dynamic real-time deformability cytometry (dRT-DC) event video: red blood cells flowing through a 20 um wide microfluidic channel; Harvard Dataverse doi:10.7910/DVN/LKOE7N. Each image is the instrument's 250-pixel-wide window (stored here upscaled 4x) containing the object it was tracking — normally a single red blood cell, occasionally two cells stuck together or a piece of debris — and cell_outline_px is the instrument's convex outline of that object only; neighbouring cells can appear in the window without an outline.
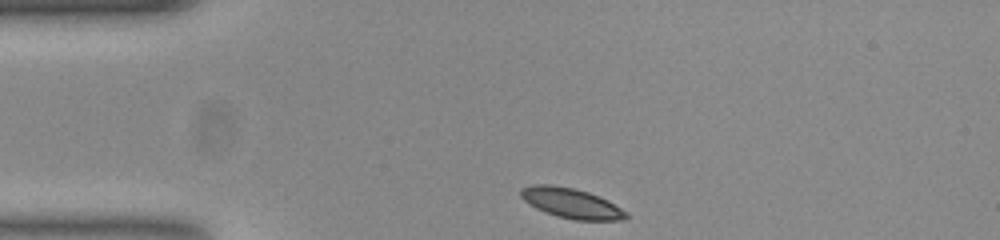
{"species": "common noctule bat (a hibernating species)", "species_latin": "Nyctalus noctula", "temperature_condition": "room temperature", "stored_images_in_passage": 34, "camera_frame_rate_fps": 3000, "um_per_image_px": 0.085, "animal": {"sex": "female", "body_mass_g": 23.0, "forearm_length_mm": 53.4}, "frame": {"image": 1, "passage_image": 1, "time_ms": 0.0, "image_size_px": [1000, 240], "cell_outline_px": [[628, 216], [624, 220], [576, 220], [556, 216], [544, 212], [528, 204], [520, 196], [520, 188], [532, 184], [548, 184], [572, 188], [588, 192], [628, 212]], "centroid_in_image_um": [48.49, 17.27], "position_along_channel_um": 36.5, "area_um2": 18.26}}
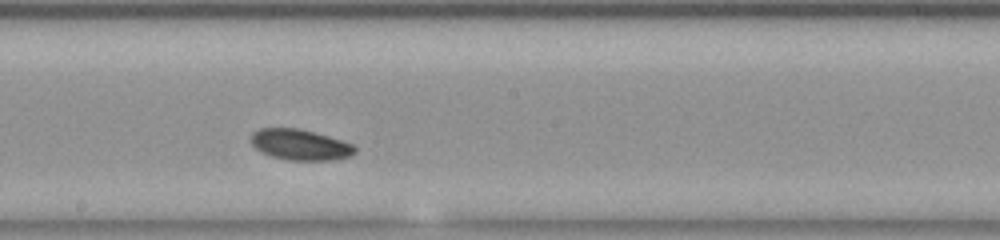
{"frame": {"image": 2, "passage_image": 19, "time_ms": 6.0, "image_size_px": [1000, 240], "cell_outline_px": [[356, 152], [352, 156], [332, 160], [288, 160], [272, 156], [256, 148], [252, 144], [252, 132], [260, 128], [300, 128], [328, 136], [352, 144], [356, 148]], "centroid_in_image_um": [25.54, 12.3], "position_along_channel_um": 222.7, "area_um2": 18.5}}
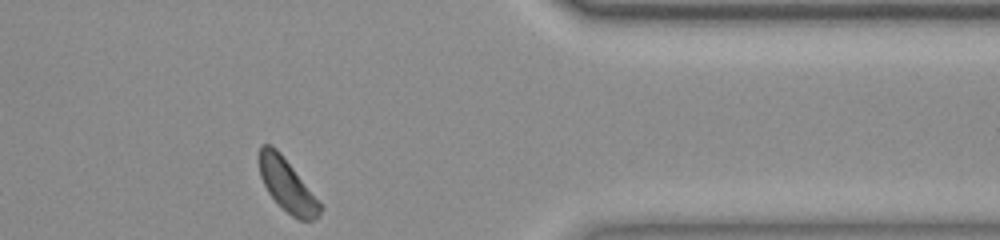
{"frame": {"image": 3, "passage_image": 34, "time_ms": 11.0, "image_size_px": [1000, 240], "cell_outline_px": [[324, 208], [312, 220], [300, 220], [292, 216], [268, 192], [260, 176], [260, 144], [272, 144], [280, 152]], "centroid_in_image_um": [24.39, 15.72], "position_along_channel_um": 387.0, "area_um2": 17.98}, "authors_computed_cell_mechanics": {"area_um2": 18.6116, "velocity_mm_per_s": 3.6976, "shape_relaxation_time_tau1_ms": 1.6203, "shape_relaxation_time_tau2_ms": null, "deformation_change_tau1": 0.0562, "deformation_change_tau2": null}}